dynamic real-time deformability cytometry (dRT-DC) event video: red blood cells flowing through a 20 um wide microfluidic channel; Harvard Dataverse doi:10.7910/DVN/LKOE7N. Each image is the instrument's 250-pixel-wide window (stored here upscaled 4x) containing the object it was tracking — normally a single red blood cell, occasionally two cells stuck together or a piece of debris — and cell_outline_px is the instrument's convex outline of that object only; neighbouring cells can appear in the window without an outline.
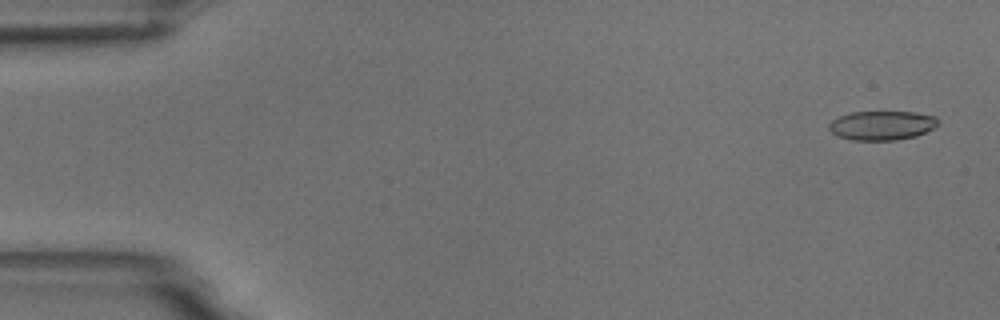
{"species": "common noctule bat (a hibernating species)", "species_latin": "Nyctalus noctula", "temperature_condition": "room temperature", "stored_images_in_passage": 5, "camera_frame_rate_fps": 3000, "um_per_image_px": 0.085, "animal": {"sex": "male", "body_mass_g": 18.8}, "frame": {"image": 1, "passage_image": 1, "time_ms": 0.0, "image_size_px": [1000, 320], "cell_outline_px": [[940, 124], [916, 136], [896, 140], [852, 140], [840, 136], [832, 132], [828, 128], [828, 124], [832, 120], [848, 112], [916, 112], [936, 116], [940, 120]], "centroid_in_image_um": [74.99, 10.65], "position_along_channel_um": 10.0, "area_um2": 18.61}}
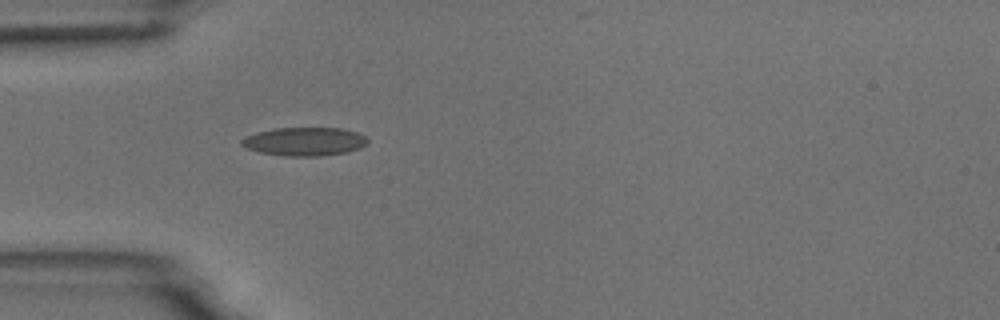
{"frame": {"image": 2, "passage_image": 5, "time_ms": 4.667, "image_size_px": [1000, 320], "cell_outline_px": [[368, 144], [360, 148], [348, 152], [320, 156], [284, 156], [260, 152], [248, 148], [240, 144], [240, 140], [256, 132], [276, 128], [340, 128], [356, 132], [364, 136], [368, 140]], "centroid_in_image_um": [25.9, 12.03], "position_along_channel_um": 59.1, "area_um2": 20.87}}